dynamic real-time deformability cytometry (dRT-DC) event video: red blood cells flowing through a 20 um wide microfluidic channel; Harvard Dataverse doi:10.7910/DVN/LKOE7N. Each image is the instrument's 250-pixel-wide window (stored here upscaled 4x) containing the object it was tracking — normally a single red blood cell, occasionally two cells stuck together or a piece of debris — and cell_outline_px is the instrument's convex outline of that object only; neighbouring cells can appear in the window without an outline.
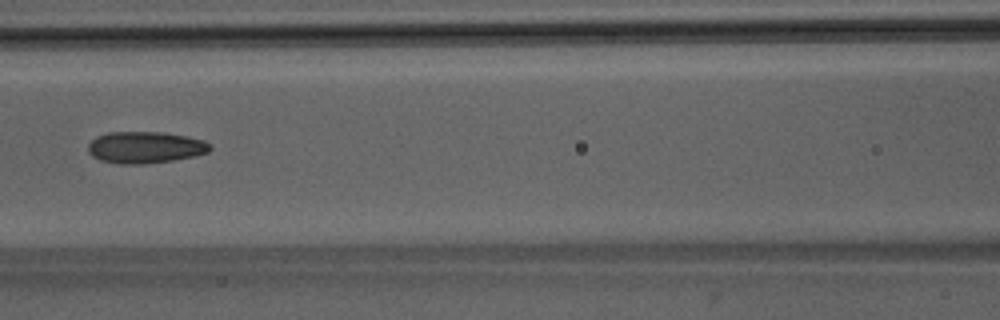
{"species": "Egyptian fruit bat (a non-hibernating species)", "species_latin": "Rousettus aegyptiacus", "temperature_condition": "room temperature", "stored_images_in_passage": 51, "camera_frame_rate_fps": 3000, "um_per_image_px": 0.085, "animal": {"sex": "male"}, "frame": {"image": 1, "passage_image": 23, "time_ms": 7.333, "image_size_px": [1000, 320], "cell_outline_px": [[212, 148], [208, 152], [196, 156], [172, 160], [144, 164], [120, 164], [100, 160], [92, 156], [88, 152], [88, 144], [96, 136], [108, 132], [160, 132], [184, 136], [204, 140]], "centroid_in_image_um": [12.31, 12.53], "position_along_channel_um": 154.3, "area_um2": 22.48}}
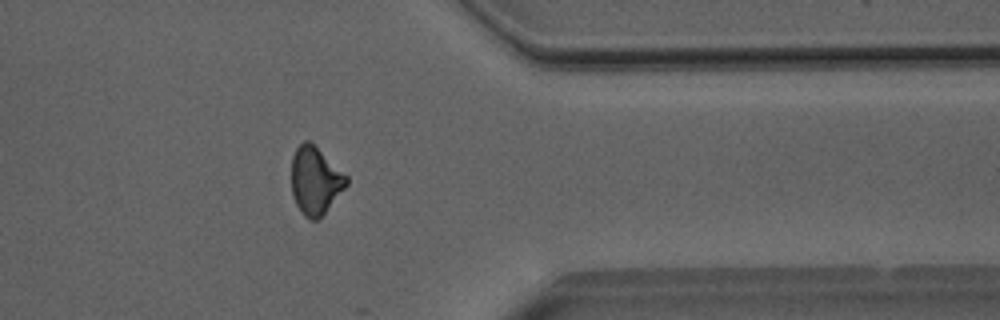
{"frame": {"image": 2, "passage_image": 41, "time_ms": 13.333, "image_size_px": [1000, 320], "cell_outline_px": [[348, 184], [324, 212], [316, 220], [312, 220], [304, 216], [300, 212], [292, 196], [292, 156], [296, 148], [304, 140], [308, 140], [348, 176]], "centroid_in_image_um": [26.78, 15.35], "position_along_channel_um": 384.6, "area_um2": 21.33}}
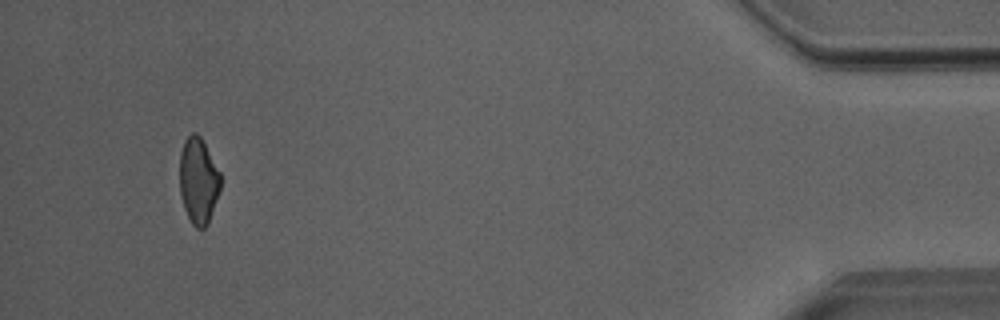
{"frame": {"image": 3, "passage_image": 48, "time_ms": 15.667, "image_size_px": [1000, 320], "cell_outline_px": [[220, 188], [208, 224], [204, 228], [196, 228], [192, 224], [184, 208], [180, 196], [180, 152], [184, 140], [192, 132], [196, 132], [200, 136], [220, 172]], "centroid_in_image_um": [16.85, 15.36], "position_along_channel_um": 418.4, "area_um2": 20.4}, "authors_computed_cell_mechanics": {"area_um2": 22.0218, "velocity_mm_per_s": 4.0433, "shape_relaxation_time_tau1_ms": null, "shape_relaxation_time_tau2_ms": 2.3272, "deformation_change_tau1": null, "deformation_change_tau2": 0.096}}